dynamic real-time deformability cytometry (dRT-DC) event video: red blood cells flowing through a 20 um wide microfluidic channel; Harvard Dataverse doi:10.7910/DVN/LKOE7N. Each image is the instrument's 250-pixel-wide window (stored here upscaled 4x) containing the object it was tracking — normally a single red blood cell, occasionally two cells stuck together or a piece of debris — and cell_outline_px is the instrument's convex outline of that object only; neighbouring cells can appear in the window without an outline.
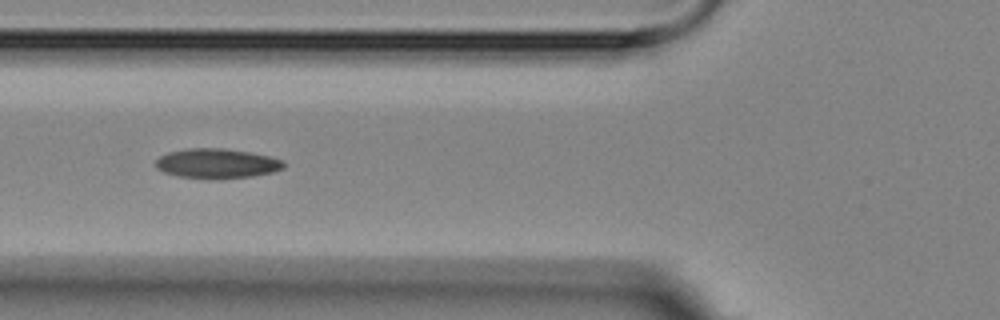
{"species": "Egyptian fruit bat (a non-hibernating species)", "species_latin": "Rousettus aegyptiacus", "temperature_condition": "room temperature", "stored_images_in_passage": 8, "camera_frame_rate_fps": 3000, "um_per_image_px": 0.085, "animal": {"sex": "female"}, "frame": {"image": 1, "passage_image": 6, "time_ms": 5.667, "image_size_px": [1000, 320], "cell_outline_px": [[284, 168], [272, 172], [252, 176], [176, 176], [164, 172], [156, 168], [152, 164], [160, 156], [168, 152], [188, 148], [224, 148], [248, 152], [268, 156], [280, 160], [284, 164]], "centroid_in_image_um": [18.37, 13.85], "position_along_channel_um": 107.4, "area_um2": 21.27}}
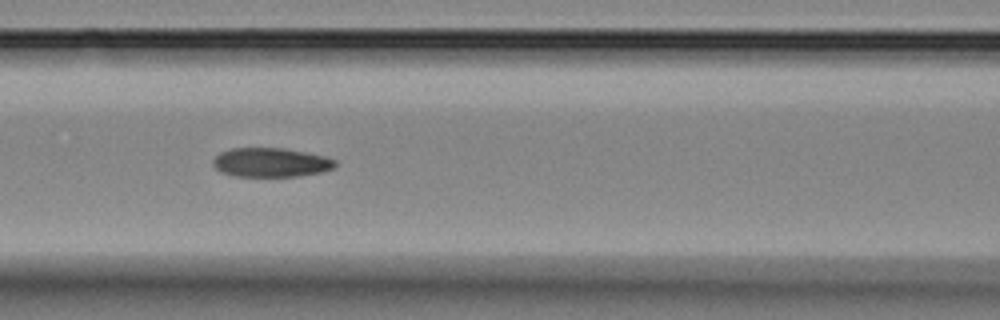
{"frame": {"image": 2, "passage_image": 7, "time_ms": 6.667, "image_size_px": [1000, 320], "cell_outline_px": [[336, 164], [332, 168], [320, 172], [296, 176], [236, 176], [224, 172], [216, 168], [212, 164], [212, 160], [220, 152], [232, 148], [284, 148], [324, 156], [336, 160]], "centroid_in_image_um": [23.0, 13.8], "position_along_channel_um": 143.6, "area_um2": 20.46}}
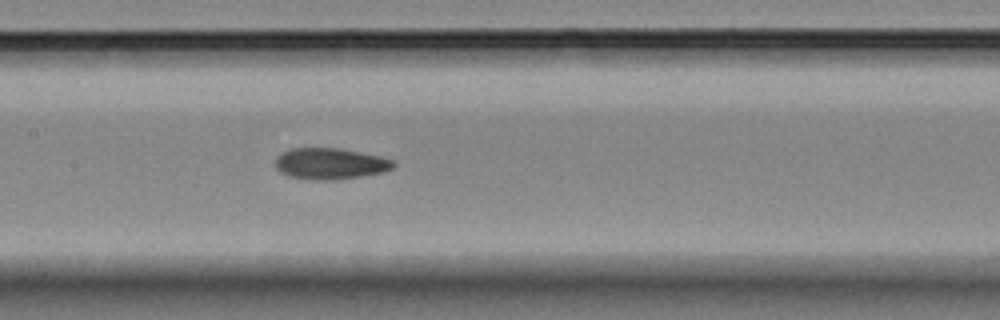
{"frame": {"image": 3, "passage_image": 8, "time_ms": 7.667, "image_size_px": [1000, 320], "cell_outline_px": [[396, 164], [392, 168], [380, 172], [360, 176], [332, 180], [312, 180], [288, 176], [280, 172], [276, 168], [276, 160], [284, 152], [292, 148], [340, 148], [380, 156], [392, 160]], "centroid_in_image_um": [28.06, 13.91], "position_along_channel_um": 179.3, "area_um2": 21.21}}